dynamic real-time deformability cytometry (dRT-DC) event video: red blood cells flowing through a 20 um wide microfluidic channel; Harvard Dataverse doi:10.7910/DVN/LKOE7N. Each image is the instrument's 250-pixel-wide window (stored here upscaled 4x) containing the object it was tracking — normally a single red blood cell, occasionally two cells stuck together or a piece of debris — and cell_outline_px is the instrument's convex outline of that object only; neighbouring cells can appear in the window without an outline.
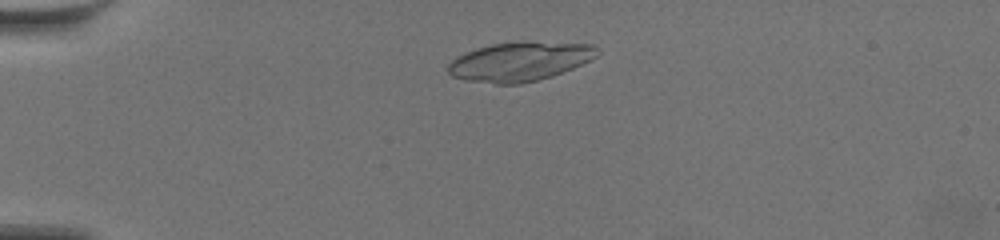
{"species": "common noctule bat (a hibernating species)", "species_latin": "Nyctalus noctula", "temperature_condition": "warm", "stored_images_in_passage": 36, "camera_frame_rate_fps": 3000, "um_per_image_px": 0.085, "animal": {"sex": "female", "body_mass_g": 19.5, "forearm_length_mm": 54.1}, "frame": {"image": 1, "passage_image": 1, "time_ms": 0.0, "image_size_px": [1000, 240], "cell_outline_px": [[600, 52], [592, 60], [552, 76], [520, 84], [496, 84], [464, 80], [452, 76], [448, 72], [448, 64], [456, 56], [464, 52], [488, 44], [516, 40], [528, 40], [592, 44], [600, 48]], "centroid_in_image_um": [44.19, 5.19], "position_along_channel_um": 40.8, "area_um2": 34.85}}